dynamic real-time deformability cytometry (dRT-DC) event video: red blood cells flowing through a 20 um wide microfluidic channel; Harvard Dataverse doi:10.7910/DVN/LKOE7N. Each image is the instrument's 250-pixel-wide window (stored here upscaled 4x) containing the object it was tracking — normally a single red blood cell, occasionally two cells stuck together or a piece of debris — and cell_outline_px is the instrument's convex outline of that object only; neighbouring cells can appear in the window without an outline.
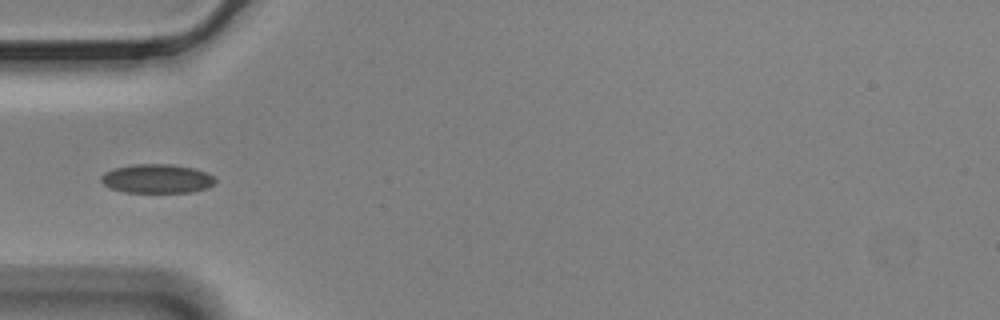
{"species": "Egyptian fruit bat (a non-hibernating species)", "species_latin": "Rousettus aegyptiacus", "temperature_condition": "cold", "stored_images_in_passage": 40, "camera_frame_rate_fps": 3000, "um_per_image_px": 0.085, "animal": {"sex": "male"}, "frame": {"image": 1, "passage_image": 1, "time_ms": 0.0, "image_size_px": [1000, 320], "cell_outline_px": [[216, 180], [208, 188], [192, 192], [124, 192], [112, 188], [104, 184], [100, 180], [100, 176], [104, 172], [112, 168], [132, 164], [172, 164], [192, 168], [204, 172], [212, 176]], "centroid_in_image_um": [13.3, 15.18], "position_along_channel_um": 71.7, "area_um2": 19.25}}
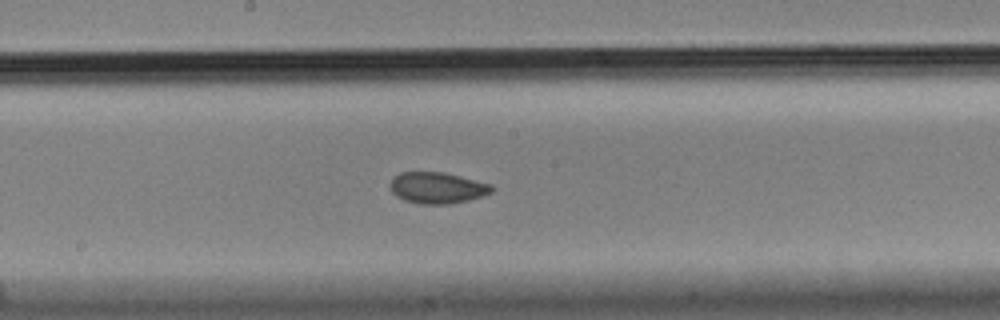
{"frame": {"image": 2, "passage_image": 13, "time_ms": 4.0, "image_size_px": [1000, 320], "cell_outline_px": [[496, 188], [492, 192], [484, 196], [468, 200], [448, 204], [420, 204], [404, 200], [396, 196], [392, 192], [392, 180], [400, 172], [444, 172], [492, 184]], "centroid_in_image_um": [37.23, 15.97], "position_along_channel_um": 211.0, "area_um2": 18.5}}
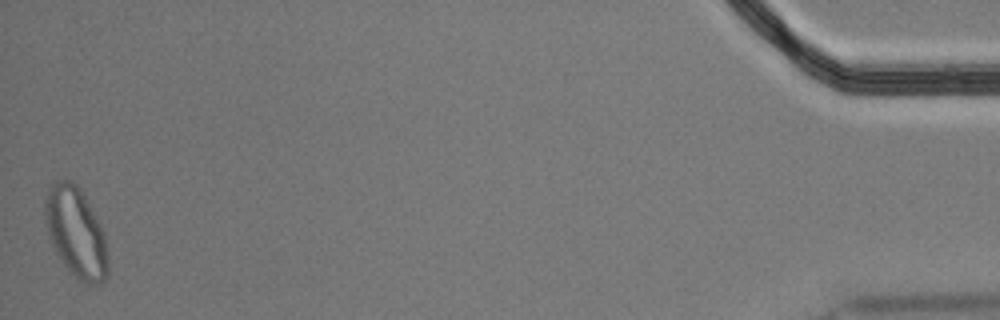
{"frame": {"image": 3, "passage_image": 40, "time_ms": 13.0, "image_size_px": [1000, 320], "cell_outline_px": [[108, 276], [100, 284], [88, 284], [80, 280], [60, 260], [48, 236], [44, 212], [44, 200], [48, 188], [56, 180], [72, 180], [80, 188], [104, 232], [108, 256]], "centroid_in_image_um": [6.45, 19.74], "position_along_channel_um": 428.8, "area_um2": 32.95}}